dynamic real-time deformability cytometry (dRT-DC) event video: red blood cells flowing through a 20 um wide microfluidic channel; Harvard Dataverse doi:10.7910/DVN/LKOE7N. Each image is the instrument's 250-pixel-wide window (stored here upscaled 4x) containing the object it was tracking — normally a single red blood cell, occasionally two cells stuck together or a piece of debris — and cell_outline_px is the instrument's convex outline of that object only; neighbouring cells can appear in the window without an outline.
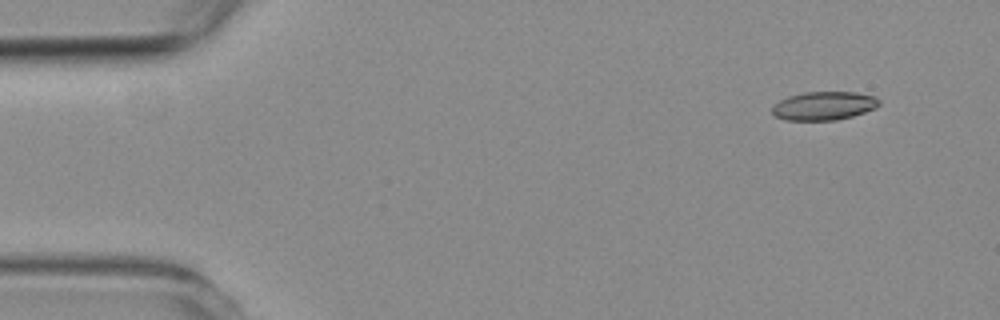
{"species": "common noctule bat (a hibernating species)", "species_latin": "Nyctalus noctula", "temperature_condition": "room temperature", "stored_images_in_passage": 3, "camera_frame_rate_fps": 3000, "um_per_image_px": 0.085, "animal": {"sex": "female", "body_mass_g": 19.3, "forearm_length_mm": 54.1}, "frame": {"image": 1, "passage_image": 1, "time_ms": 0.0, "image_size_px": [1000, 320], "cell_outline_px": [[880, 104], [876, 108], [852, 116], [836, 120], [788, 120], [776, 116], [772, 112], [772, 108], [780, 100], [788, 96], [804, 92], [856, 92], [876, 96], [880, 100]], "centroid_in_image_um": [70.07, 8.98], "position_along_channel_um": 14.9, "area_um2": 17.74}}